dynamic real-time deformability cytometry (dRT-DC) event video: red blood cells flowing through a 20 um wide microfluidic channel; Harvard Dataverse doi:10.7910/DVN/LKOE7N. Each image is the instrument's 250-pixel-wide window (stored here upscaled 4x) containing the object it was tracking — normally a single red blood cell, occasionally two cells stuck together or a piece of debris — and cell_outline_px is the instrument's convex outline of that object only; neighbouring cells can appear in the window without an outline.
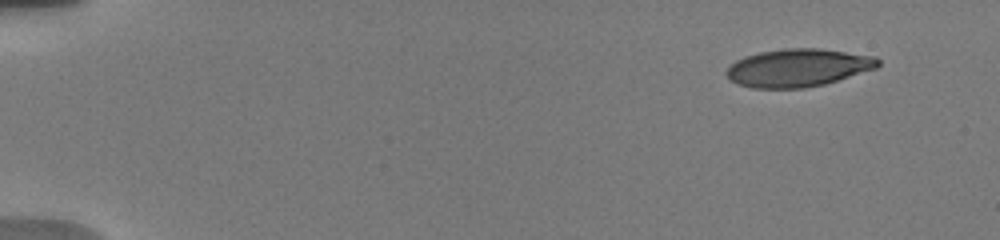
{"species": "human", "species_latin": "Homo sapiens", "temperature_condition": "warm", "stored_images_in_passage": 21, "camera_frame_rate_fps": 3000, "um_per_image_px": 0.085, "donor": {"sex": "male"}, "frame": {"image": 1, "passage_image": 1, "time_ms": 0.0, "image_size_px": [1000, 240], "cell_outline_px": [[880, 64], [876, 68], [824, 84], [804, 88], [752, 88], [736, 84], [728, 80], [724, 72], [736, 60], [744, 56], [760, 52], [784, 48], [820, 48], [876, 56], [880, 60]], "centroid_in_image_um": [67.8, 5.76], "position_along_channel_um": 17.2, "area_um2": 33.64}}
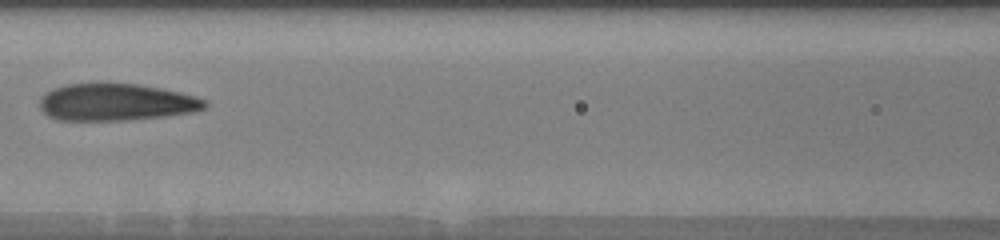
{"frame": {"image": 2, "passage_image": 19, "time_ms": 7.333, "image_size_px": [1000, 240], "cell_outline_px": [[208, 108], [196, 112], [164, 116], [124, 120], [56, 120], [48, 116], [40, 108], [40, 96], [44, 92], [52, 88], [64, 84], [140, 84], [180, 92], [196, 96], [208, 100]], "centroid_in_image_um": [9.89, 8.69], "position_along_channel_um": 156.7, "area_um2": 35.95}}
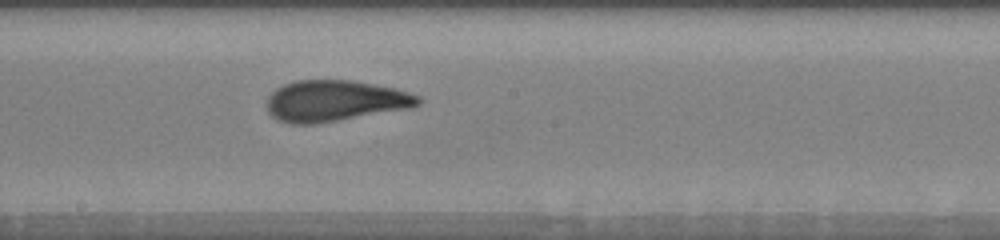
{"frame": {"image": 3, "passage_image": 21, "time_ms": 9.0, "image_size_px": [1000, 240], "cell_outline_px": [[420, 104], [412, 108], [316, 124], [292, 124], [280, 120], [272, 116], [268, 112], [268, 96], [276, 88], [284, 84], [296, 80], [352, 80], [396, 88], [420, 96]], "centroid_in_image_um": [28.49, 8.57], "position_along_channel_um": 219.7, "area_um2": 36.36}}